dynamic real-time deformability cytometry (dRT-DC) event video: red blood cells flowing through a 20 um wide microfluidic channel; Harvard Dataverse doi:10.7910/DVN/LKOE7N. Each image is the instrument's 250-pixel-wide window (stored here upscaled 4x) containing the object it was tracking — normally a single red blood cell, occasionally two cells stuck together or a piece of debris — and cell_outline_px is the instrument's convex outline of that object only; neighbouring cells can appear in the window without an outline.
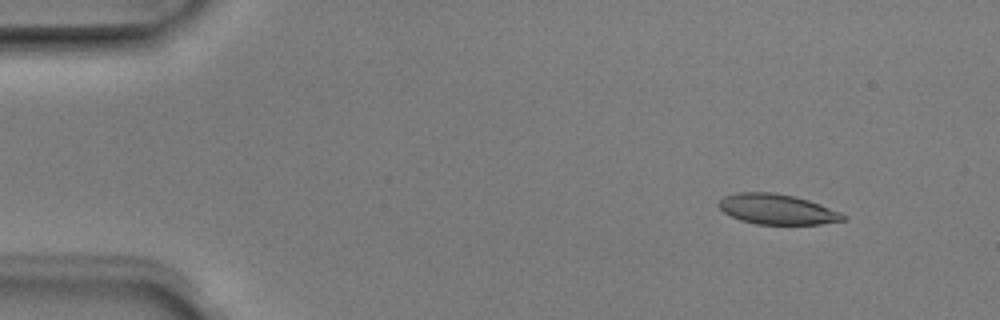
{"species": "Egyptian fruit bat (a non-hibernating species)", "species_latin": "Rousettus aegyptiacus", "temperature_condition": "room temperature", "stored_images_in_passage": 4, "camera_frame_rate_fps": 3000, "um_per_image_px": 0.085, "animal": {"sex": "male"}, "frame": {"image": 1, "passage_image": 2, "time_ms": 0.333, "image_size_px": [1000, 320], "cell_outline_px": [[848, 216], [844, 220], [820, 224], [756, 224], [740, 220], [724, 212], [716, 204], [724, 196], [736, 192], [772, 192], [792, 196], [808, 200], [820, 204], [840, 212]], "centroid_in_image_um": [66.03, 17.78], "position_along_channel_um": 19.0, "area_um2": 21.85}}